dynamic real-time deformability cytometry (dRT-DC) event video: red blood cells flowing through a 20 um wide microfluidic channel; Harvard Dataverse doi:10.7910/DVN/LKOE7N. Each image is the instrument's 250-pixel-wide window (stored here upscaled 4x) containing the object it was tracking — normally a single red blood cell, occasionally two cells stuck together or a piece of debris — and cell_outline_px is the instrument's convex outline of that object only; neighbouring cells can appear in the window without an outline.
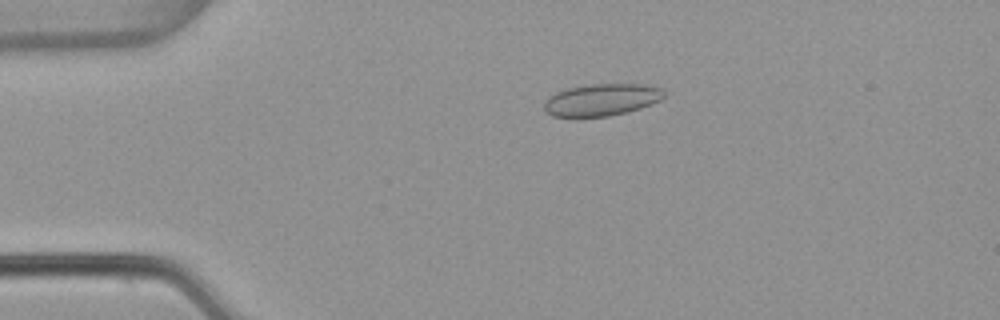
{"species": "common noctule bat (a hibernating species)", "species_latin": "Nyctalus noctula", "temperature_condition": "warm", "stored_images_in_passage": 4, "camera_frame_rate_fps": 3000, "um_per_image_px": 0.085, "animal": {"sex": "female", "body_mass_g": 22.7, "forearm_length_mm": 54.2}, "frame": {"image": 1, "passage_image": 3, "time_ms": 0.667, "image_size_px": [1000, 320], "cell_outline_px": [[664, 96], [660, 100], [652, 104], [640, 108], [608, 116], [576, 120], [552, 116], [544, 112], [544, 100], [548, 96], [556, 92], [568, 88], [592, 84], [644, 84], [660, 88], [664, 92]], "centroid_in_image_um": [51.04, 8.53], "position_along_channel_um": 34.0, "area_um2": 23.06}}